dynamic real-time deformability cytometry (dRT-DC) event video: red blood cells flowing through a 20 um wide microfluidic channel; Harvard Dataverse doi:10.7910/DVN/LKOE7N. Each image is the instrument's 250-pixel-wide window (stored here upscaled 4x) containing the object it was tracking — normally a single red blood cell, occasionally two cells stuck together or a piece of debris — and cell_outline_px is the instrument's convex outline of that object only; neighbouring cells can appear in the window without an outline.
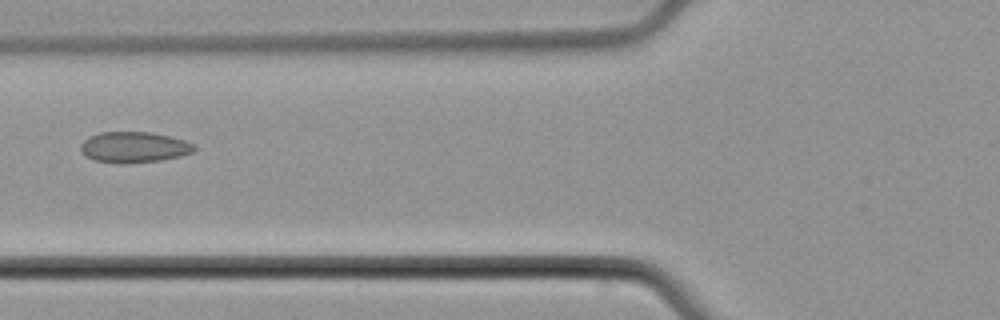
{"species": "common noctule bat (a hibernating species)", "species_latin": "Nyctalus noctula", "temperature_condition": "cold", "stored_images_in_passage": 6, "camera_frame_rate_fps": 3000, "um_per_image_px": 0.085, "animal": {"sex": "male", "body_mass_g": 21.5, "forearm_length_mm": 52.0}, "frame": {"image": 1, "passage_image": 6, "time_ms": 6.0, "image_size_px": [1000, 320], "cell_outline_px": [[196, 148], [192, 152], [180, 156], [160, 160], [96, 160], [84, 156], [80, 148], [80, 144], [88, 136], [100, 132], [152, 132], [184, 140], [192, 144]], "centroid_in_image_um": [11.37, 12.45], "position_along_channel_um": 114.4, "area_um2": 19.42}}